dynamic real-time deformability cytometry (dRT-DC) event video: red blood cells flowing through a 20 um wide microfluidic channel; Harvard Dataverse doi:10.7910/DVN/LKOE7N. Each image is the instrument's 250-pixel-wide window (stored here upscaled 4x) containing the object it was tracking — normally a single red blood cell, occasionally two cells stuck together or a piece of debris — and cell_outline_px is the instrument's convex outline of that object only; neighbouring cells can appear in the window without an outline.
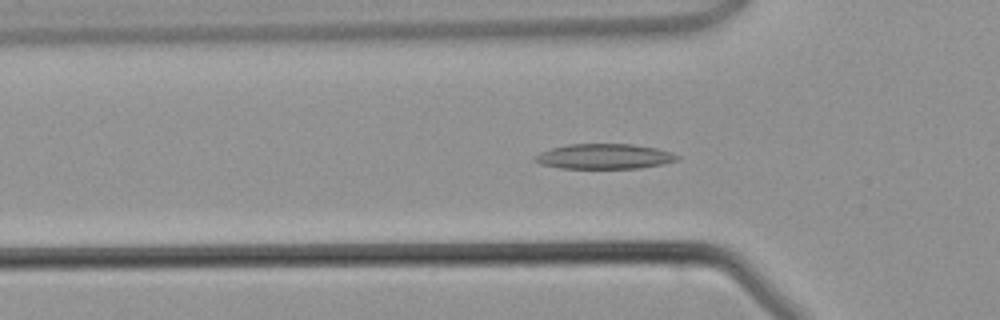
{"species": "common noctule bat (a hibernating species)", "species_latin": "Nyctalus noctula", "temperature_condition": "warm", "stored_images_in_passage": 42, "camera_frame_rate_fps": 3000, "um_per_image_px": 0.085, "animal": {"sex": "male", "body_mass_g": 21.5, "forearm_length_mm": 52.0}, "frame": {"image": 1, "passage_image": 12, "time_ms": 3.667, "image_size_px": [1000, 320], "cell_outline_px": [[680, 160], [664, 164], [640, 168], [560, 168], [540, 164], [532, 160], [532, 156], [540, 152], [552, 148], [568, 144], [632, 144], [656, 148], [672, 152], [680, 156]], "centroid_in_image_um": [51.37, 13.3], "position_along_channel_um": 74.4, "area_um2": 21.04}}
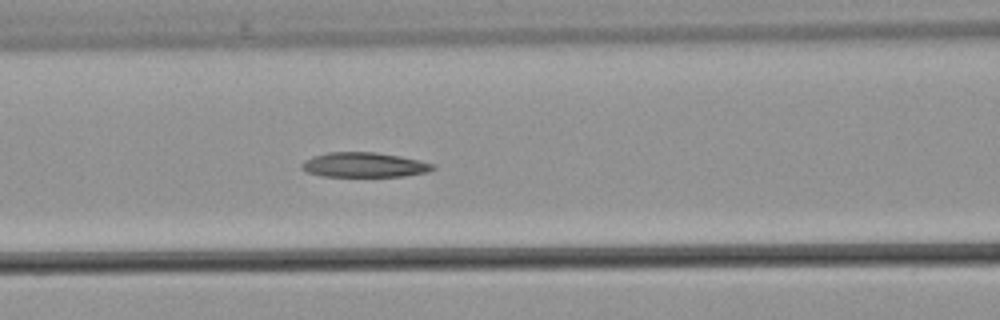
{"frame": {"image": 2, "passage_image": 16, "time_ms": 5.0, "image_size_px": [1000, 320], "cell_outline_px": [[436, 168], [428, 172], [404, 176], [324, 176], [308, 172], [300, 168], [300, 164], [304, 160], [312, 156], [328, 152], [376, 152], [400, 156], [420, 160], [436, 164]], "centroid_in_image_um": [30.97, 14.01], "position_along_channel_um": 135.6, "area_um2": 19.07}}
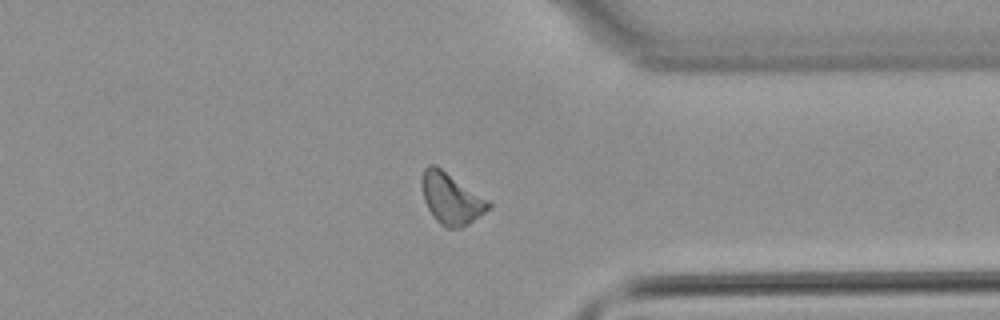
{"frame": {"image": 3, "passage_image": 32, "time_ms": 10.333, "image_size_px": [1000, 320], "cell_outline_px": [[492, 208], [468, 224], [460, 228], [444, 228], [432, 216], [424, 200], [420, 184], [420, 180], [424, 168], [428, 164], [436, 164], [488, 200], [492, 204]], "centroid_in_image_um": [38.33, 16.87], "position_along_channel_um": 373.1, "area_um2": 20.17}}